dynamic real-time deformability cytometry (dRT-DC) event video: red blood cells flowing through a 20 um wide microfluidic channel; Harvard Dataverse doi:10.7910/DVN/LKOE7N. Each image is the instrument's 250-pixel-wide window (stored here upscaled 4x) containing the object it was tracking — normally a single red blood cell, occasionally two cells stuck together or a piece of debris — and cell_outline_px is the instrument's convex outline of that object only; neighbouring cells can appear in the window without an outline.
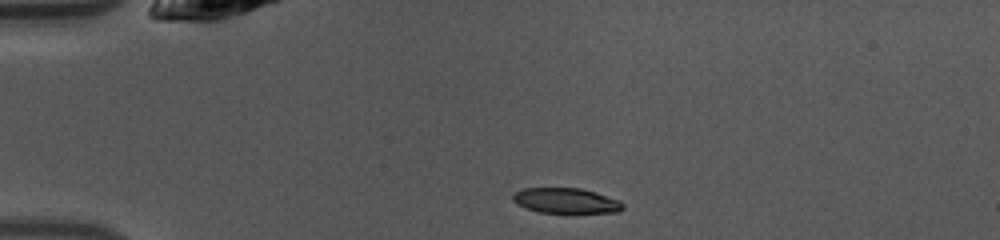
{"species": "common noctule bat (a hibernating species)", "species_latin": "Nyctalus noctula", "temperature_condition": "warm", "stored_images_in_passage": 38, "camera_frame_rate_fps": 3000, "um_per_image_px": 0.085, "animal": {"sex": "female", "body_mass_g": 10.0, "forearm_length_mm": 53.1}, "frame": {"image": 1, "passage_image": 1, "time_ms": 0.0, "image_size_px": [1000, 240], "cell_outline_px": [[624, 208], [616, 212], [540, 212], [516, 204], [512, 200], [512, 196], [516, 192], [524, 188], [580, 188], [596, 192], [620, 200], [624, 204]], "centroid_in_image_um": [48.12, 17.04], "position_along_channel_um": 36.9, "area_um2": 16.01}}
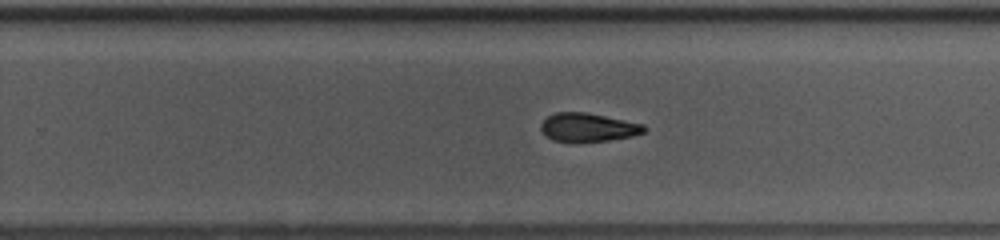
{"frame": {"image": 2, "passage_image": 21, "time_ms": 6.667, "image_size_px": [1000, 240], "cell_outline_px": [[648, 128], [644, 132], [632, 136], [608, 140], [552, 140], [540, 128], [540, 124], [548, 116], [556, 112], [584, 112], [644, 124]], "centroid_in_image_um": [50.01, 10.8], "position_along_channel_um": 279.8, "area_um2": 16.59}}
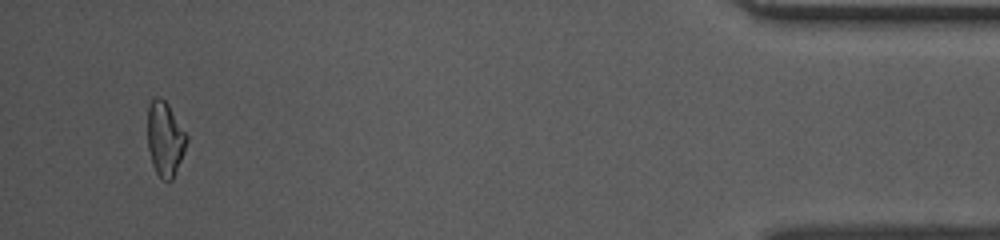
{"frame": {"image": 3, "passage_image": 36, "time_ms": 11.667, "image_size_px": [1000, 240], "cell_outline_px": [[188, 140], [184, 152], [172, 180], [164, 180], [156, 172], [152, 164], [148, 148], [148, 104], [156, 96], [160, 96], [168, 104], [188, 136]], "centroid_in_image_um": [14.03, 11.78], "position_along_channel_um": 421.2, "area_um2": 16.88}, "authors_computed_cell_mechanics": {"area_um2": 17.5134, "velocity_mm_per_s": 4.1822, "shape_relaxation_time_tau1_ms": 3.5864, "shape_relaxation_time_tau2_ms": 5.045, "deformation_change_tau1": 0.1221, "deformation_change_tau2": 0.1216}}